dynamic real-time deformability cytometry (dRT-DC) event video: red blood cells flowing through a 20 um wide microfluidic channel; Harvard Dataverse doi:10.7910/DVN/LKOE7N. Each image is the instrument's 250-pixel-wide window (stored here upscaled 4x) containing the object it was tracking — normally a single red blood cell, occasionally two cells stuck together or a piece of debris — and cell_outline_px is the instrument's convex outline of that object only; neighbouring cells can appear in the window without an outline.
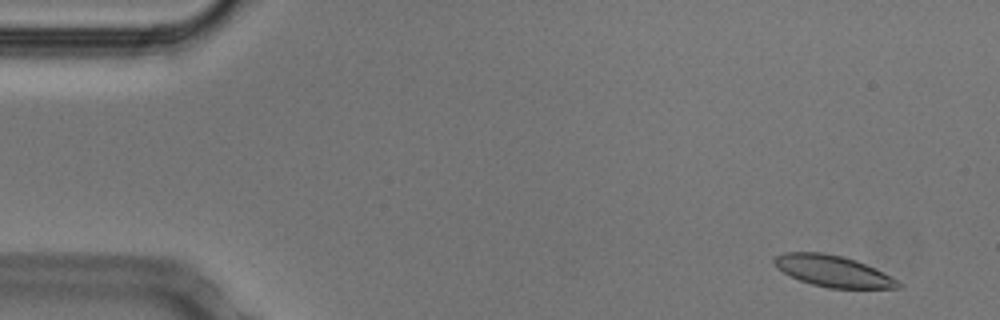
{"species": "Egyptian fruit bat (a non-hibernating species)", "species_latin": "Rousettus aegyptiacus", "temperature_condition": "cold", "stored_images_in_passage": 43, "camera_frame_rate_fps": 3000, "um_per_image_px": 0.085, "animal": {"sex": "male"}, "frame": {"image": 1, "passage_image": 4, "time_ms": 1.0, "image_size_px": [1000, 320], "cell_outline_px": [[904, 284], [900, 288], [828, 288], [812, 284], [800, 280], [776, 268], [772, 260], [776, 256], [784, 252], [824, 252], [844, 256], [856, 260], [892, 276], [900, 280]], "centroid_in_image_um": [70.84, 23.04], "position_along_channel_um": 14.2, "area_um2": 22.77}}
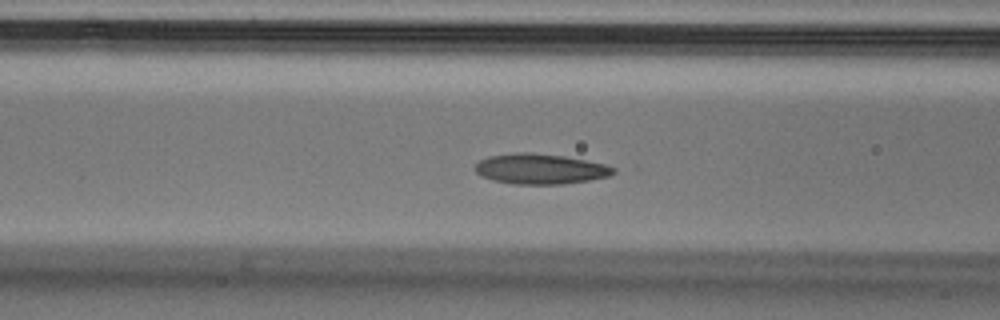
{"frame": {"image": 2, "passage_image": 21, "time_ms": 6.667, "image_size_px": [1000, 320], "cell_outline_px": [[616, 172], [608, 176], [588, 180], [560, 184], [512, 184], [492, 180], [476, 172], [476, 164], [480, 160], [488, 156], [516, 152], [532, 152], [564, 156], [604, 164], [616, 168]], "centroid_in_image_um": [45.92, 14.35], "position_along_channel_um": 120.7, "area_um2": 24.28}}
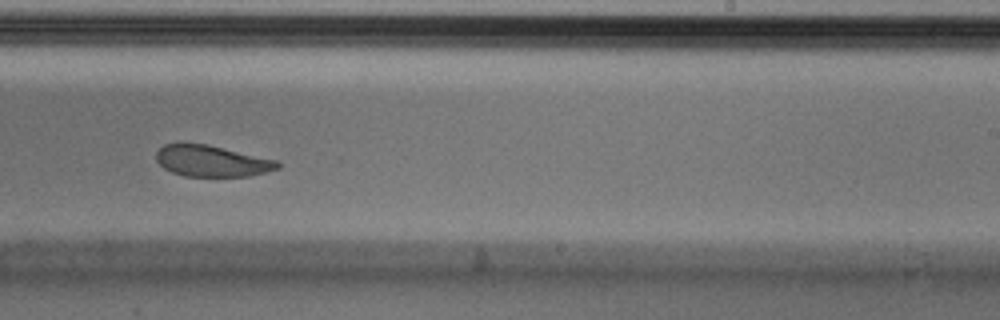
{"frame": {"image": 3, "passage_image": 33, "time_ms": 10.667, "image_size_px": [1000, 320], "cell_outline_px": [[280, 168], [248, 176], [184, 176], [172, 172], [164, 168], [156, 160], [156, 152], [164, 144], [180, 140], [208, 144], [280, 160]], "centroid_in_image_um": [17.98, 13.64], "position_along_channel_um": 271.0, "area_um2": 22.77}, "authors_computed_cell_mechanics": {"area_um2": 23.4668, "velocity_mm_per_s": 3.7637, "shape_relaxation_time_tau1_ms": 2.851, "shape_relaxation_time_tau2_ms": 3.9873, "deformation_change_tau1": 0.0982, "deformation_change_tau2": 0.0981}}